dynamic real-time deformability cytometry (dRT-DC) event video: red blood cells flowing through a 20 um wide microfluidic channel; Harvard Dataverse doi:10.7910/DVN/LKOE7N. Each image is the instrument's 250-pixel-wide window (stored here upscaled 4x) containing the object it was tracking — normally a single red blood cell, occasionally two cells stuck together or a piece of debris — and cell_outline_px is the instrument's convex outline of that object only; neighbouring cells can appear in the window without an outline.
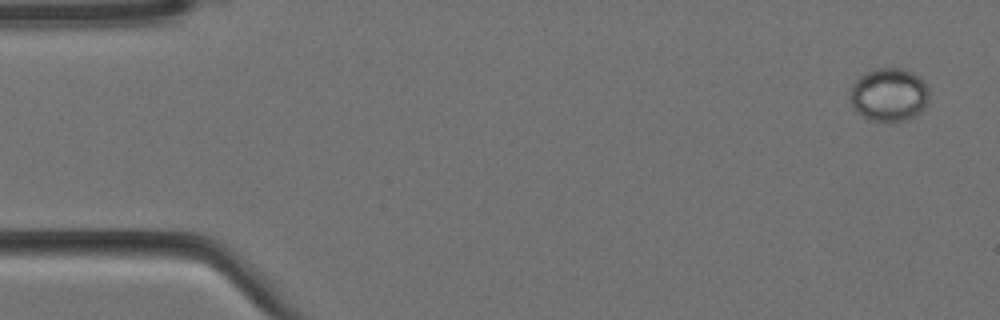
{"species": "Egyptian fruit bat (a non-hibernating species)", "species_latin": "Rousettus aegyptiacus", "temperature_condition": "cold", "stored_images_in_passage": 4, "camera_frame_rate_fps": 3000, "um_per_image_px": 0.085, "animal": {"sex": "female"}, "frame": {"image": 1, "passage_image": 1, "time_ms": 0.0, "image_size_px": [1000, 320], "cell_outline_px": [[928, 100], [924, 108], [920, 112], [904, 120], [892, 124], [872, 120], [856, 112], [852, 108], [848, 100], [848, 96], [852, 84], [860, 76], [876, 68], [904, 68], [912, 72], [928, 88]], "centroid_in_image_um": [75.51, 8.08], "position_along_channel_um": 9.5, "area_um2": 24.8}}
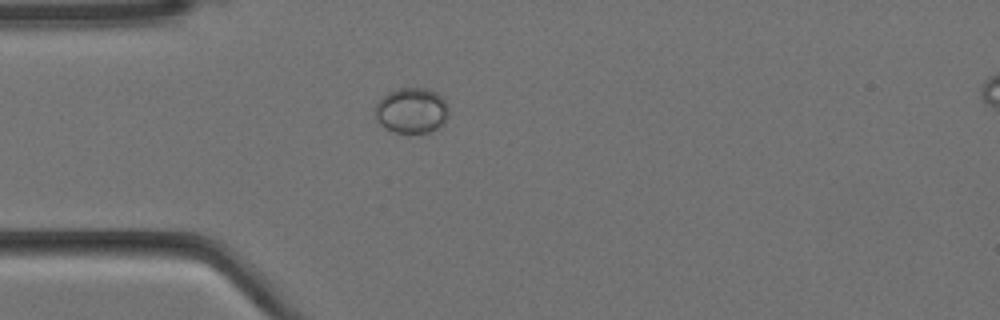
{"frame": {"image": 2, "passage_image": 4, "time_ms": 1.0, "image_size_px": [1000, 320], "cell_outline_px": [[448, 116], [444, 124], [440, 128], [428, 132], [396, 132], [384, 128], [376, 120], [376, 104], [388, 92], [400, 88], [428, 88], [436, 92], [444, 100], [448, 108]], "centroid_in_image_um": [35.01, 9.4], "position_along_channel_um": 50.0, "area_um2": 19.48}}